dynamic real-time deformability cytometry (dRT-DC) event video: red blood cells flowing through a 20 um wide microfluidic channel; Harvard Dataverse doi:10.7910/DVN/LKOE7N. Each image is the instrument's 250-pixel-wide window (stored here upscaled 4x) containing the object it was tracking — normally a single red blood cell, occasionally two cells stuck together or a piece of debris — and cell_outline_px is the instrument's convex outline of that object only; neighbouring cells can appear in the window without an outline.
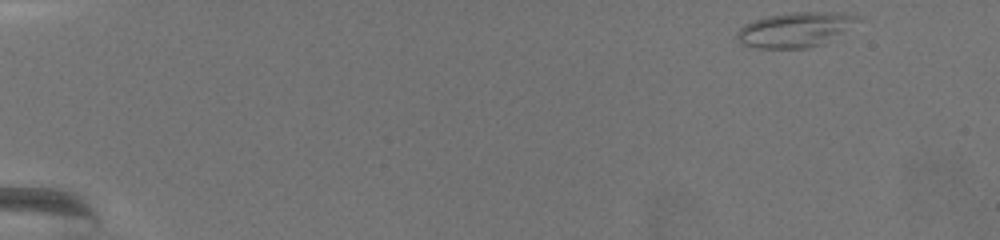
{"species": "common noctule bat (a hibernating species)", "species_latin": "Nyctalus noctula", "temperature_condition": "warm", "stored_images_in_passage": 63, "camera_frame_rate_fps": 3000, "um_per_image_px": 0.085, "animal": {"sex": "female", "body_mass_g": 19.5, "forearm_length_mm": 54.1}, "frame": {"image": 1, "passage_image": 1, "time_ms": 0.0, "image_size_px": [1000, 240], "cell_outline_px": [[864, 20], [824, 44], [808, 48], [756, 48], [744, 44], [736, 36], [736, 32], [744, 24], [768, 16], [792, 12], [840, 12], [856, 16]], "centroid_in_image_um": [67.66, 2.52], "position_along_channel_um": 17.3, "area_um2": 24.57}}
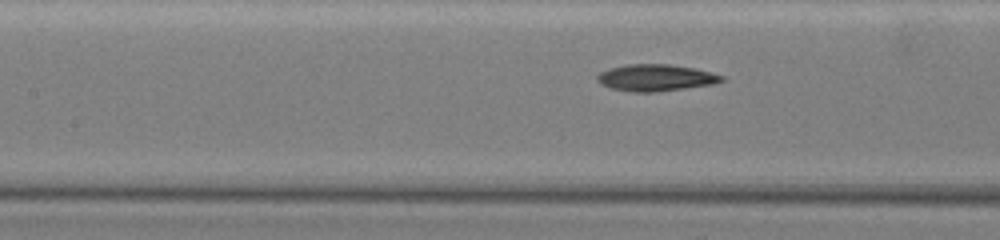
{"frame": {"image": 2, "passage_image": 30, "time_ms": 9.667, "image_size_px": [1000, 240], "cell_outline_px": [[724, 80], [712, 84], [656, 92], [632, 92], [612, 88], [600, 84], [596, 80], [596, 76], [600, 72], [608, 68], [628, 64], [668, 64], [692, 68], [712, 72], [724, 76]], "centroid_in_image_um": [55.7, 6.6], "position_along_channel_um": 151.7, "area_um2": 19.31}}
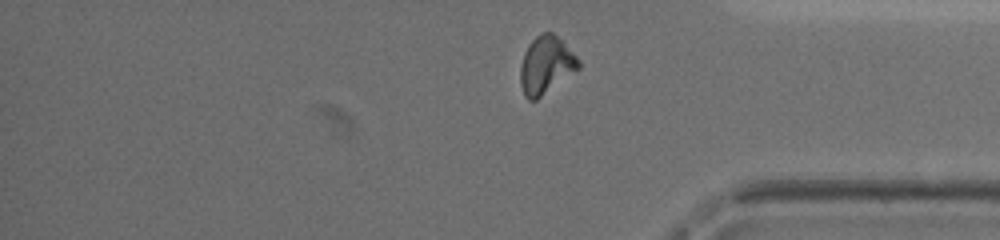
{"frame": {"image": 3, "passage_image": 55, "time_ms": 18.0, "image_size_px": [1000, 240], "cell_outline_px": [[580, 68], [536, 100], [528, 100], [524, 96], [520, 84], [520, 68], [524, 52], [528, 44], [540, 32], [552, 32], [580, 60]], "centroid_in_image_um": [46.38, 5.54], "position_along_channel_um": 388.8, "area_um2": 19.42}, "authors_computed_cell_mechanics": {"area_um2": 19.4786, "velocity_mm_per_s": 2.9504, "shape_relaxation_time_tau1_ms": 6.3638, "shape_relaxation_time_tau2_ms": 2.6373, "deformation_change_tau1": 0.1993, "deformation_change_tau2": 0.0824}}